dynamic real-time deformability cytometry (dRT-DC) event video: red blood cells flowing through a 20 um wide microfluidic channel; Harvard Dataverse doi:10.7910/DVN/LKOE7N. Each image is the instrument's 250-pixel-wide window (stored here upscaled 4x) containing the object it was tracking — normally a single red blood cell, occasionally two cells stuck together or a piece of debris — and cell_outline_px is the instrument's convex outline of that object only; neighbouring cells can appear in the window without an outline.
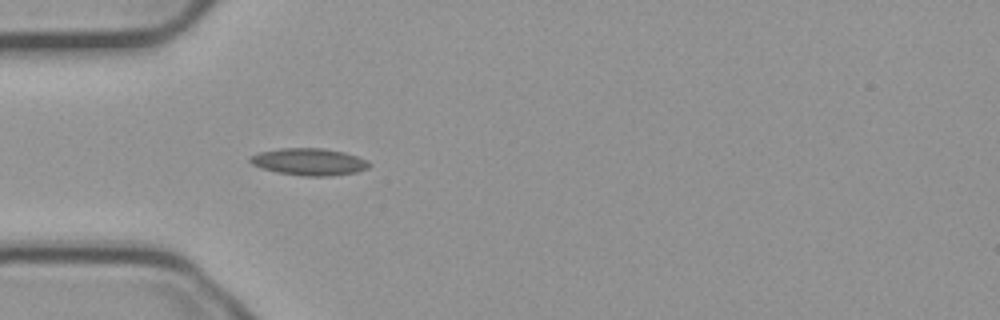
{"species": "common noctule bat (a hibernating species)", "species_latin": "Nyctalus noctula", "temperature_condition": "cold", "stored_images_in_passage": 39, "camera_frame_rate_fps": 3000, "um_per_image_px": 0.085, "animal": {"sex": "male", "body_mass_g": 23.1, "forearm_length_mm": 52.7}, "frame": {"image": 1, "passage_image": 1, "time_ms": 0.0, "image_size_px": [1000, 320], "cell_outline_px": [[372, 164], [368, 168], [356, 172], [332, 176], [304, 176], [276, 172], [260, 168], [252, 164], [248, 160], [248, 156], [260, 152], [280, 148], [324, 148], [344, 152], [356, 156]], "centroid_in_image_um": [26.23, 13.75], "position_along_channel_um": 58.8, "area_um2": 18.84}}
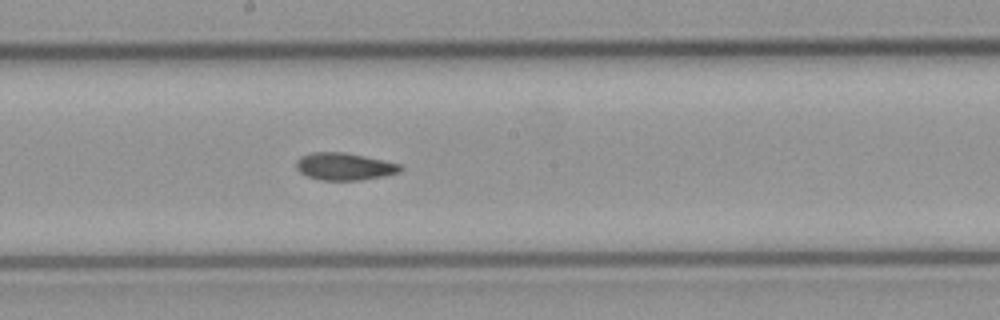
{"frame": {"image": 2, "passage_image": 14, "time_ms": 4.333, "image_size_px": [1000, 320], "cell_outline_px": [[404, 168], [400, 172], [384, 176], [360, 180], [320, 180], [308, 176], [300, 172], [296, 168], [296, 160], [300, 156], [312, 152], [344, 152], [364, 156], [400, 164]], "centroid_in_image_um": [29.26, 14.15], "position_along_channel_um": 218.9, "area_um2": 16.59}}
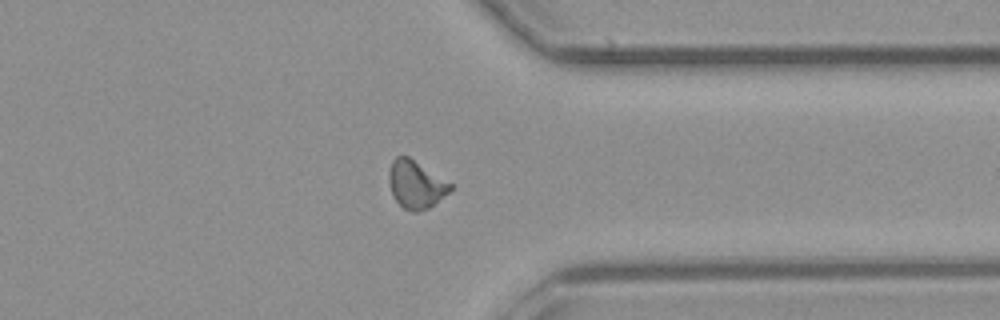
{"frame": {"image": 3, "passage_image": 27, "time_ms": 8.667, "image_size_px": [1000, 320], "cell_outline_px": [[452, 188], [448, 192], [428, 208], [416, 212], [412, 212], [404, 208], [392, 196], [388, 180], [388, 172], [392, 160], [396, 156], [408, 156], [452, 184]], "centroid_in_image_um": [35.3, 15.67], "position_along_channel_um": 376.1, "area_um2": 16.88}, "authors_computed_cell_mechanics": {"area_um2": 16.5886, "velocity_mm_per_s": 3.7375, "shape_relaxation_time_tau1_ms": 10.6476, "shape_relaxation_time_tau2_ms": 6.5476, "deformation_change_tau1": 0.1892, "deformation_change_tau2": 0.1127}}